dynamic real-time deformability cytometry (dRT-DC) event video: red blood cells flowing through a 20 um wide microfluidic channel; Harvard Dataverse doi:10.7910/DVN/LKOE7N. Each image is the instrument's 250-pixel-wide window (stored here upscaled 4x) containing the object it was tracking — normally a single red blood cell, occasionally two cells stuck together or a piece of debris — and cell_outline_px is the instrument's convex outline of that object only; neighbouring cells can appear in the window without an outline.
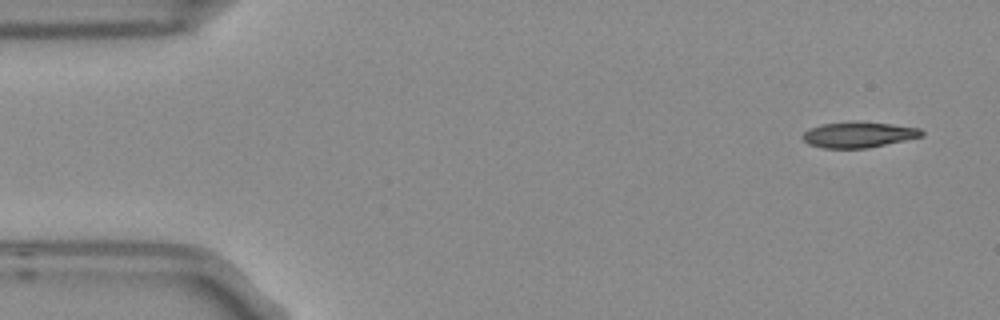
{"species": "Egyptian fruit bat (a non-hibernating species)", "species_latin": "Rousettus aegyptiacus", "temperature_condition": "room temperature", "stored_images_in_passage": 5, "camera_frame_rate_fps": 3000, "um_per_image_px": 0.085, "frame": {"image": 1, "passage_image": 1, "time_ms": 0.0, "image_size_px": [1000, 320], "cell_outline_px": [[924, 136], [868, 148], [824, 148], [808, 144], [804, 140], [804, 132], [820, 124], [852, 120], [860, 120], [892, 124], [920, 128], [924, 132]], "centroid_in_image_um": [73.01, 11.42], "position_along_channel_um": 12.0, "area_um2": 18.09}}